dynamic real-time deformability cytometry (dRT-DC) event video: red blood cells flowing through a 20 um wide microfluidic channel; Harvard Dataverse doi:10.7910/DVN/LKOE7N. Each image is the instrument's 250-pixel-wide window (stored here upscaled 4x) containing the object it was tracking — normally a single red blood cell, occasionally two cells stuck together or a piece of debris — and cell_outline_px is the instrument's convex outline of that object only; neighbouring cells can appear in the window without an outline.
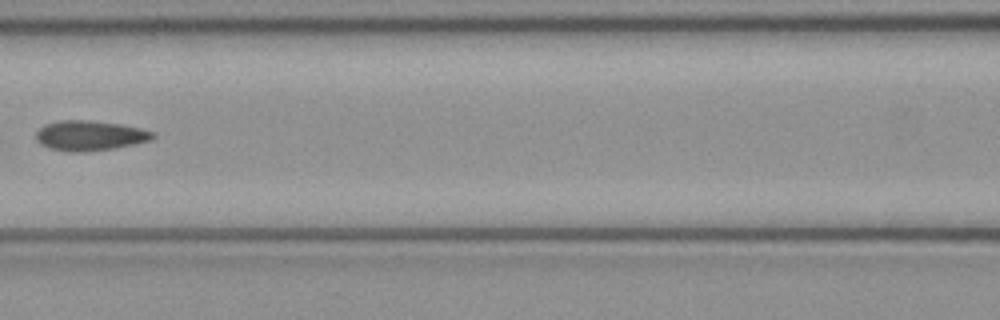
{"species": "common noctule bat (a hibernating species)", "species_latin": "Nyctalus noctula", "temperature_condition": "cold", "stored_images_in_passage": 6, "camera_frame_rate_fps": 3000, "um_per_image_px": 0.085, "animal": {"sex": "female", "body_mass_g": 21.9}, "frame": {"image": 1, "passage_image": 6, "time_ms": 1.667, "image_size_px": [1000, 320], "cell_outline_px": [[156, 136], [152, 140], [136, 144], [116, 148], [88, 152], [68, 152], [48, 148], [40, 144], [36, 140], [36, 132], [44, 124], [60, 120], [88, 120], [120, 124], [140, 128], [156, 132]], "centroid_in_image_um": [7.65, 11.54], "position_along_channel_um": 158.9, "area_um2": 20.81}}